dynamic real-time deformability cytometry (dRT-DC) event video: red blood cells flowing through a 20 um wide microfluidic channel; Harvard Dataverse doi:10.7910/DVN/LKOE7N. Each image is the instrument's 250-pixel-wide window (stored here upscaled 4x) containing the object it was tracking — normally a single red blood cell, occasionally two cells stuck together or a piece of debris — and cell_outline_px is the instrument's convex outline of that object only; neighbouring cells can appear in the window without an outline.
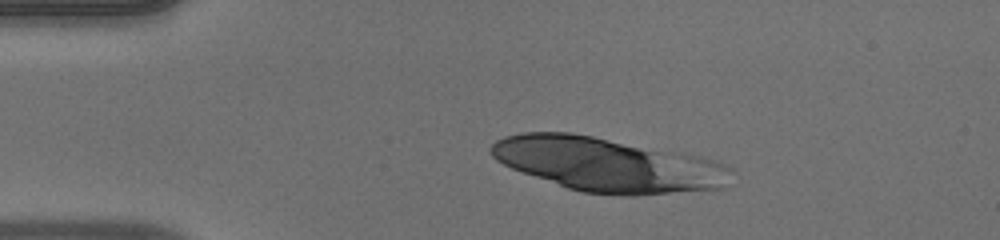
{"species": "human", "species_latin": "Homo sapiens", "temperature_condition": "warm", "stored_images_in_passage": 50, "camera_frame_rate_fps": 3000, "um_per_image_px": 0.085, "donor": {"sex": "male"}, "frame": {"image": 1, "passage_image": 10, "time_ms": 3.0, "image_size_px": [1000, 240], "cell_outline_px": [[724, 188], [636, 196], [620, 196], [580, 192], [568, 188], [512, 168], [496, 160], [492, 156], [488, 148], [496, 140], [504, 136], [524, 132], [572, 132], [592, 136], [660, 152]], "centroid_in_image_um": [50.69, 13.99], "position_along_channel_um": 34.3, "area_um2": 67.05}}
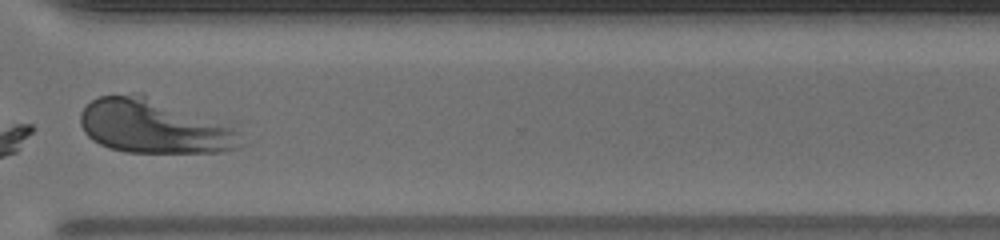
{"frame": {"image": 2, "passage_image": 39, "time_ms": 12.667, "image_size_px": [1000, 240], "cell_outline_px": [[244, 144], [240, 148], [224, 152], [124, 152], [100, 144], [92, 140], [84, 132], [80, 124], [80, 112], [92, 100], [100, 96], [132, 92], [144, 92], [232, 128], [236, 132]], "centroid_in_image_um": [13.03, 10.72], "position_along_channel_um": 357.6, "area_um2": 50.58}}